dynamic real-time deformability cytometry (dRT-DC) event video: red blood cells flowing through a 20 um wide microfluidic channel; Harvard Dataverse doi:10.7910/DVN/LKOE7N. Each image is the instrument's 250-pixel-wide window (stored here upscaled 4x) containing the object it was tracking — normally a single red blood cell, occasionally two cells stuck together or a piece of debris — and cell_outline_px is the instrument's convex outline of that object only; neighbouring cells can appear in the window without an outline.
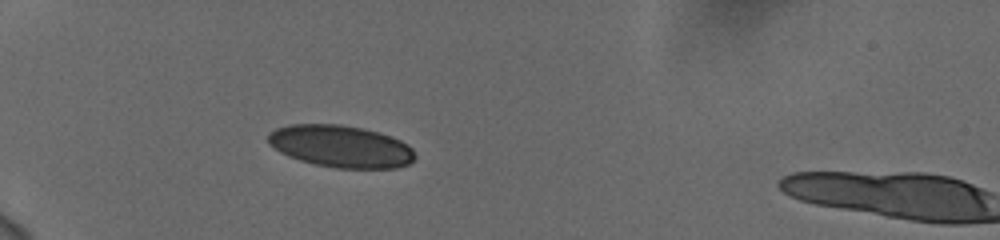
{"species": "human", "species_latin": "Homo sapiens", "temperature_condition": "cold", "stored_images_in_passage": 38, "camera_frame_rate_fps": 3000, "um_per_image_px": 0.085, "donor": {"sex": "female"}, "frame": {"image": 1, "passage_image": 1, "time_ms": 0.0, "image_size_px": [1000, 240], "cell_outline_px": [[416, 156], [408, 164], [396, 168], [336, 168], [316, 164], [300, 160], [288, 156], [280, 152], [268, 144], [268, 132], [276, 128], [288, 124], [340, 124], [364, 128], [400, 140], [408, 144], [412, 148]], "centroid_in_image_um": [28.94, 12.43], "position_along_channel_um": 56.1, "area_um2": 36.07}}
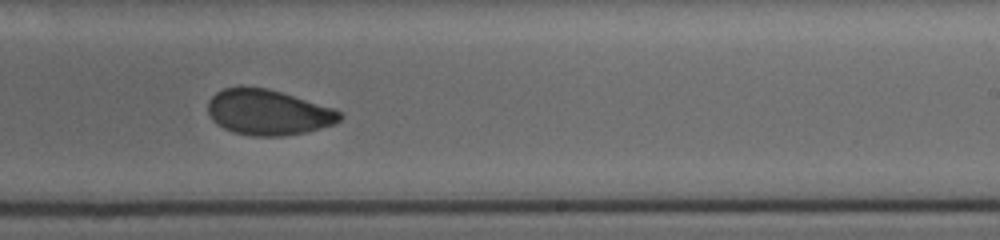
{"frame": {"image": 2, "passage_image": 20, "time_ms": 6.333, "image_size_px": [1000, 240], "cell_outline_px": [[344, 116], [336, 124], [304, 132], [284, 136], [252, 136], [232, 132], [216, 124], [212, 120], [208, 112], [208, 100], [216, 92], [224, 88], [240, 84], [268, 88], [336, 108]], "centroid_in_image_um": [22.78, 9.52], "position_along_channel_um": 266.2, "area_um2": 35.66}}
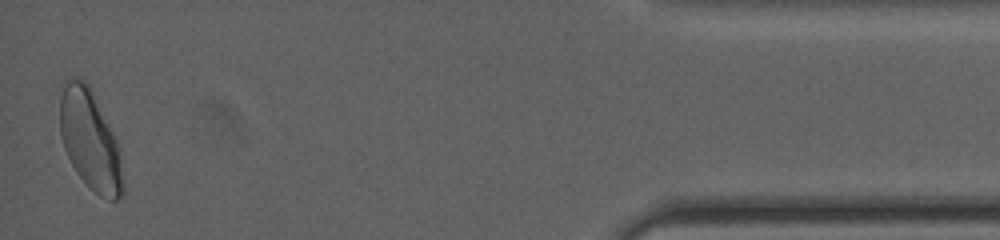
{"frame": {"image": 3, "passage_image": 38, "time_ms": 12.333, "image_size_px": [1000, 240], "cell_outline_px": [[124, 196], [116, 200], [108, 200], [100, 196], [76, 172], [64, 148], [60, 136], [60, 96], [64, 80], [84, 80], [92, 88], [116, 140], [124, 180]], "centroid_in_image_um": [7.66, 11.91], "position_along_channel_um": 427.5, "area_um2": 36.36}, "authors_computed_cell_mechanics": {"area_um2": 35.3447, "velocity_mm_per_s": 3.7393, "shape_relaxation_time_tau1_ms": null, "shape_relaxation_time_tau2_ms": 1.5522, "deformation_change_tau1": null, "deformation_change_tau2": 0.061}}